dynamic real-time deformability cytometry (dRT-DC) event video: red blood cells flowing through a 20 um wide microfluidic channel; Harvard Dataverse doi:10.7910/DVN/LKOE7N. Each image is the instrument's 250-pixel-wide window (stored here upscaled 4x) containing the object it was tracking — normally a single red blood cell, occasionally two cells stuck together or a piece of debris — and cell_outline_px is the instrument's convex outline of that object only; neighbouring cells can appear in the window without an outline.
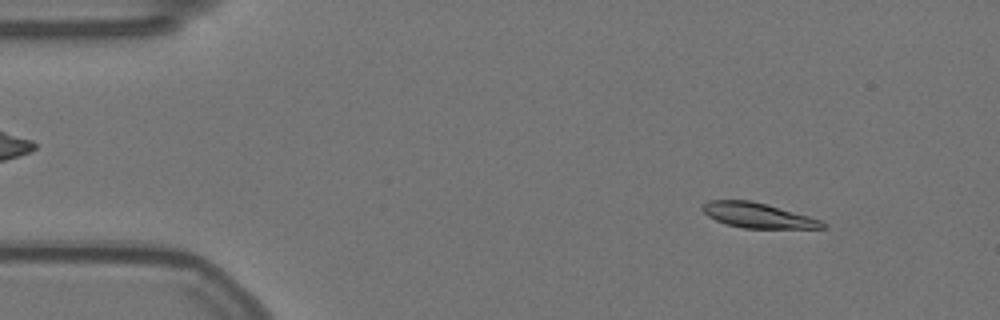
{"species": "Egyptian fruit bat (a non-hibernating species)", "species_latin": "Rousettus aegyptiacus", "temperature_condition": "warm", "stored_images_in_passage": 57, "camera_frame_rate_fps": 3000, "um_per_image_px": 0.085, "animal": {"sex": "female"}, "frame": {"image": 1, "passage_image": 6, "time_ms": 1.667, "image_size_px": [1000, 320], "cell_outline_px": [[828, 224], [824, 228], [744, 228], [724, 224], [708, 216], [700, 208], [708, 200], [752, 200], [768, 204], [824, 220]], "centroid_in_image_um": [64.45, 18.3], "position_along_channel_um": 20.6, "area_um2": 17.74}}
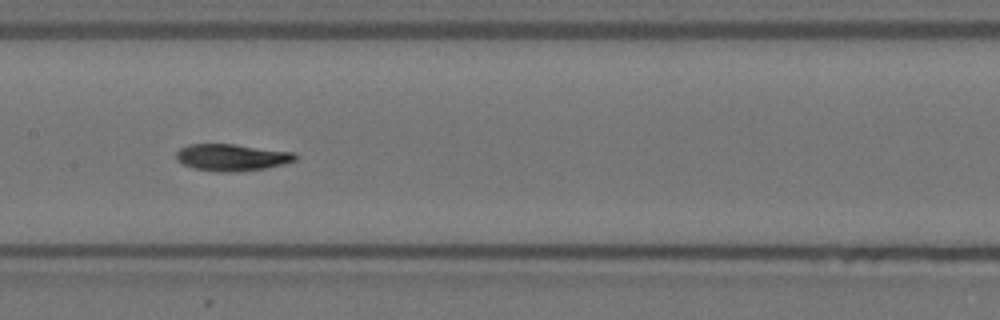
{"frame": {"image": 2, "passage_image": 27, "time_ms": 8.667, "image_size_px": [1000, 320], "cell_outline_px": [[296, 160], [284, 164], [264, 168], [236, 172], [216, 172], [196, 168], [184, 164], [176, 160], [176, 152], [180, 148], [188, 144], [236, 144], [296, 152]], "centroid_in_image_um": [19.72, 13.37], "position_along_channel_um": 187.7, "area_um2": 18.73}}
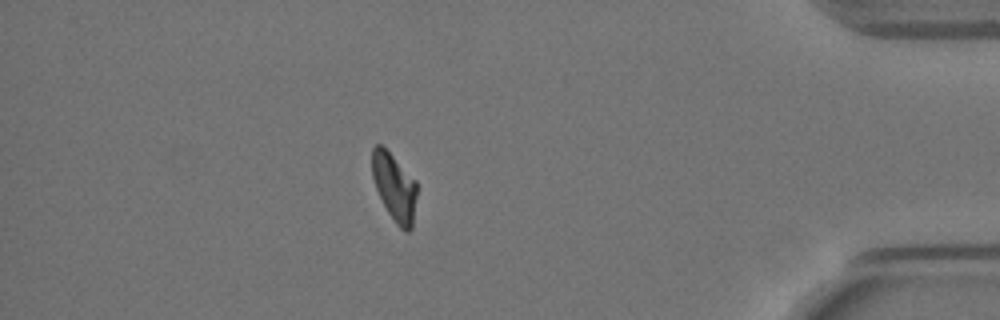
{"frame": {"image": 3, "passage_image": 49, "time_ms": 16.0, "image_size_px": [1000, 320], "cell_outline_px": [[416, 196], [412, 228], [408, 232], [404, 232], [396, 224], [388, 212], [376, 188], [372, 176], [372, 148], [376, 144], [380, 144], [416, 180]], "centroid_in_image_um": [33.52, 15.93], "position_along_channel_um": 401.7, "area_um2": 17.34}, "authors_computed_cell_mechanics": {"area_um2": 18.4382, "velocity_mm_per_s": 3.5224, "shape_relaxation_time_tau1_ms": 9.4234, "shape_relaxation_time_tau2_ms": 2.9826, "deformation_change_tau1": 0.2392, "deformation_change_tau2": 0.0599}}